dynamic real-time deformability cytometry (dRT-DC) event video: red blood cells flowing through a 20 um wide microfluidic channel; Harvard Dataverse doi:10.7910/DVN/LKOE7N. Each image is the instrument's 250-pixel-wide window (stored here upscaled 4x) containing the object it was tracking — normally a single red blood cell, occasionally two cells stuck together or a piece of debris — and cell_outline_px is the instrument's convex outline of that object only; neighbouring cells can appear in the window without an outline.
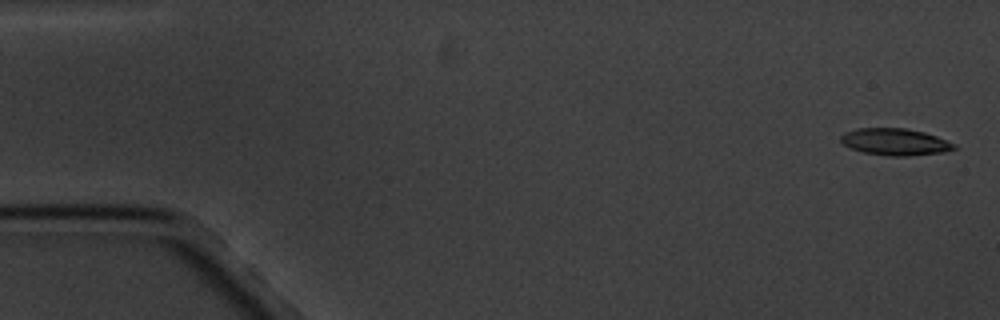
{"species": "common noctule bat (a hibernating species)", "species_latin": "Nyctalus noctula", "temperature_condition": "cold", "stored_images_in_passage": 4, "camera_frame_rate_fps": 3000, "um_per_image_px": 0.085, "animal": {"sex": "male", "body_mass_g": 20.1, "forearm_length_mm": 53.5}, "frame": {"image": 1, "passage_image": 1, "time_ms": 0.0, "image_size_px": [1000, 320], "cell_outline_px": [[956, 148], [944, 152], [908, 156], [888, 156], [864, 152], [852, 148], [844, 144], [840, 140], [840, 136], [844, 132], [856, 128], [908, 128], [924, 132], [936, 136], [956, 144]], "centroid_in_image_um": [76.08, 12.05], "position_along_channel_um": 8.9, "area_um2": 17.74}}